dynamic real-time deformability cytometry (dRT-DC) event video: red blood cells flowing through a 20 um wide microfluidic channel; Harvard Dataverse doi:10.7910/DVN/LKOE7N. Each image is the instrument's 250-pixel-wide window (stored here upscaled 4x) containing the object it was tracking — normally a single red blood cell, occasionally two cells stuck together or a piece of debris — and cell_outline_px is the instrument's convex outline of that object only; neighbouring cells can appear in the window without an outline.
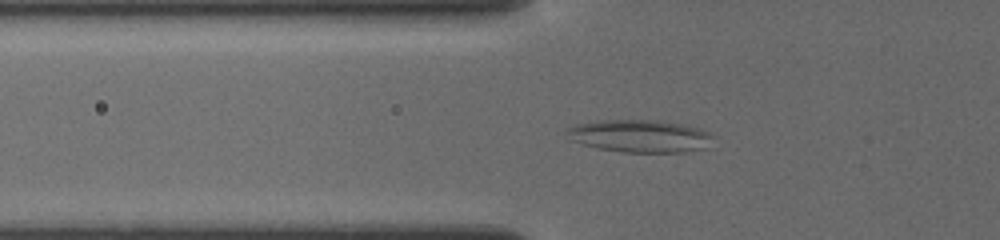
{"species": "common noctule bat (a hibernating species)", "species_latin": "Nyctalus noctula", "temperature_condition": "cold", "stored_images_in_passage": 25, "camera_frame_rate_fps": 3000, "um_per_image_px": 0.085, "animal": {"sex": "female", "body_mass_g": 19.5, "forearm_length_mm": 54.1}, "frame": {"image": 1, "passage_image": 2, "time_ms": 0.333, "image_size_px": [1000, 240], "cell_outline_px": [[716, 136], [712, 148], [684, 152], [624, 152], [600, 148], [584, 144], [572, 140], [568, 132], [568, 128], [576, 124], [600, 120], [656, 120], [680, 124], [696, 128], [708, 132]], "centroid_in_image_um": [54.52, 11.57], "position_along_channel_um": 71.3, "area_um2": 27.74}}
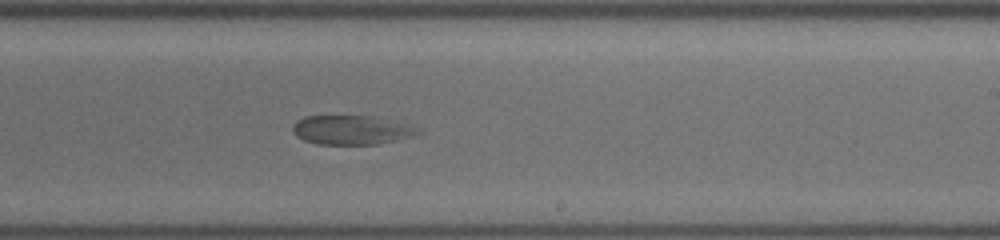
{"frame": {"image": 2, "passage_image": 13, "time_ms": 5.333, "image_size_px": [1000, 240], "cell_outline_px": [[424, 132], [412, 136], [396, 140], [376, 144], [316, 144], [304, 140], [296, 136], [292, 128], [296, 120], [304, 116], [372, 116]], "centroid_in_image_um": [29.74, 11.06], "position_along_channel_um": 259.3, "area_um2": 20.63}}
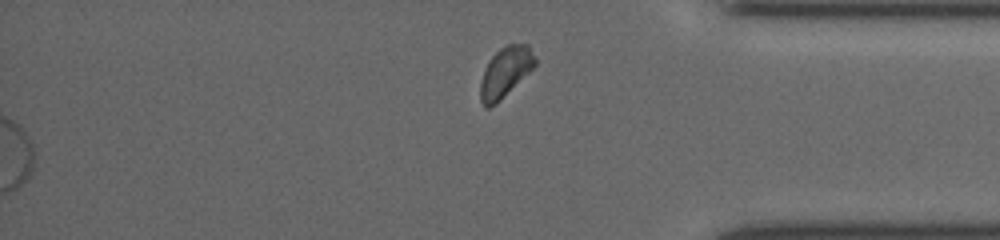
{"frame": {"image": 3, "passage_image": 25, "time_ms": 12.333, "image_size_px": [1000, 240], "cell_outline_px": [[536, 64], [496, 104], [488, 108], [484, 108], [480, 100], [480, 84], [488, 60], [500, 48], [508, 44], [528, 44], [536, 60]], "centroid_in_image_um": [42.92, 6.14], "position_along_channel_um": 392.3, "area_um2": 15.66}}